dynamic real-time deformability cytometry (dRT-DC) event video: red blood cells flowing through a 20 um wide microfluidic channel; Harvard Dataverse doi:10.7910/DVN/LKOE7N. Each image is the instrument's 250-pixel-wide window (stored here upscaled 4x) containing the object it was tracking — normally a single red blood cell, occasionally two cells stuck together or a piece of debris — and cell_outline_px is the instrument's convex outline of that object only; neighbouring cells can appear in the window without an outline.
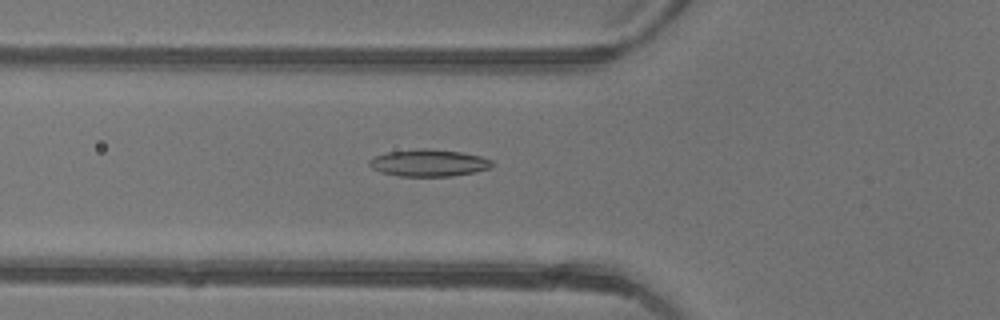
{"species": "common noctule bat (a hibernating species)", "species_latin": "Nyctalus noctula", "temperature_condition": "warm", "stored_images_in_passage": 46, "camera_frame_rate_fps": 3000, "um_per_image_px": 0.085, "animal": {"sex": "female"}, "frame": {"image": 1, "passage_image": 17, "time_ms": 5.333, "image_size_px": [1000, 320], "cell_outline_px": [[492, 164], [488, 168], [476, 172], [452, 176], [400, 176], [380, 172], [372, 168], [368, 164], [368, 160], [376, 156], [388, 152], [420, 148], [428, 148], [460, 152], [480, 156], [492, 160]], "centroid_in_image_um": [36.42, 13.85], "position_along_channel_um": 89.4, "area_um2": 19.25}}
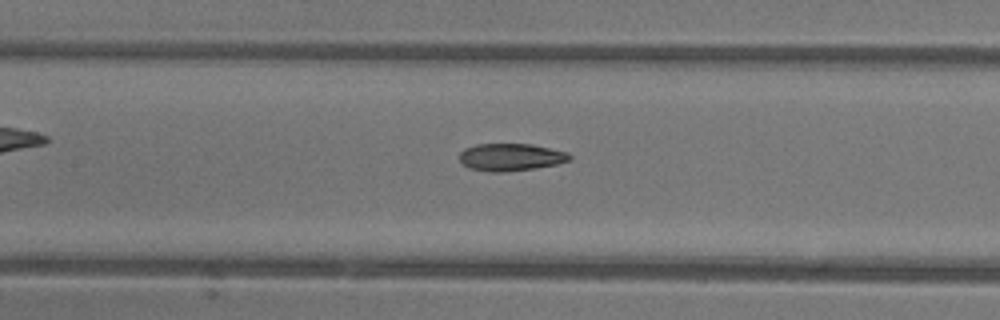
{"frame": {"image": 2, "passage_image": 22, "time_ms": 7.0, "image_size_px": [1000, 320], "cell_outline_px": [[572, 160], [556, 164], [532, 168], [504, 172], [488, 172], [468, 168], [460, 160], [460, 152], [464, 148], [476, 144], [532, 144], [568, 152], [572, 156]], "centroid_in_image_um": [43.41, 13.35], "position_along_channel_um": 164.0, "area_um2": 17.63}}
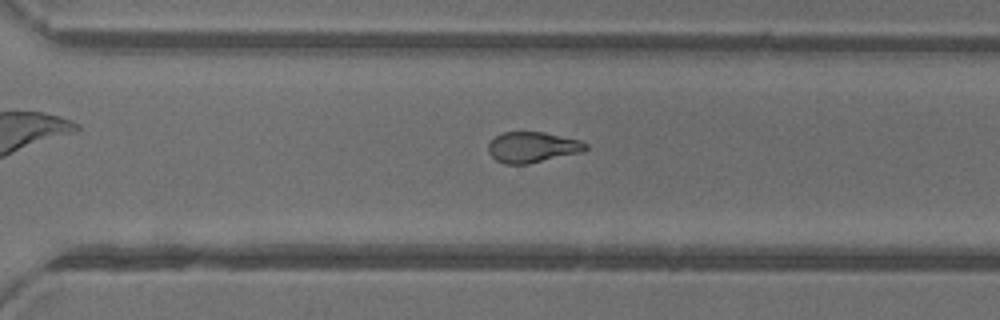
{"frame": {"image": 3, "passage_image": 33, "time_ms": 10.667, "image_size_px": [1000, 320], "cell_outline_px": [[588, 148], [580, 152], [528, 164], [504, 164], [496, 160], [488, 152], [488, 144], [496, 136], [504, 132], [544, 132], [580, 140], [588, 144]], "centroid_in_image_um": [45.24, 12.51], "position_along_channel_um": 325.4, "area_um2": 17.28}}